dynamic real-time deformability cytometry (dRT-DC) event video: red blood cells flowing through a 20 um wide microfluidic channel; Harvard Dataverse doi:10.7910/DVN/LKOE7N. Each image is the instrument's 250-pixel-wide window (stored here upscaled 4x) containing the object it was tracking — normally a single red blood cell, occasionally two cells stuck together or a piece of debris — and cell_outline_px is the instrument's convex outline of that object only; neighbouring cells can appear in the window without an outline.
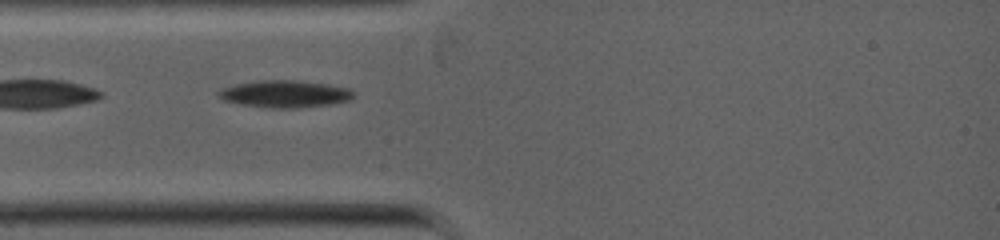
{"species": "common noctule bat (a hibernating species)", "species_latin": "Nyctalus noctula", "temperature_condition": "warm", "stored_images_in_passage": 48, "camera_frame_rate_fps": 5000, "um_per_image_px": 0.085, "animal": {"sex": "female", "body_mass_g": 19.0, "forearm_length_mm": 53.3}, "frame": {"image": 1, "passage_image": 1, "time_ms": 0.0, "image_size_px": [1000, 240], "cell_outline_px": [[352, 100], [332, 104], [296, 108], [272, 108], [240, 104], [224, 100], [216, 92], [220, 88], [236, 84], [256, 80], [300, 80], [328, 84], [352, 88]], "centroid_in_image_um": [24.23, 7.97], "position_along_channel_um": 60.8, "area_um2": 21.56}}
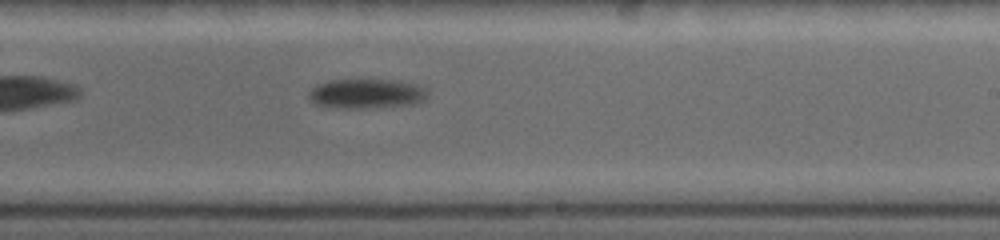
{"frame": {"image": 2, "passage_image": 20, "time_ms": 4.2, "image_size_px": [1000, 240], "cell_outline_px": [[428, 92], [424, 100], [412, 104], [364, 108], [328, 108], [316, 104], [308, 96], [308, 92], [316, 84], [328, 80], [392, 80], [416, 84], [424, 88]], "centroid_in_image_um": [31.09, 7.96], "position_along_channel_um": 257.9, "area_um2": 20.46}}
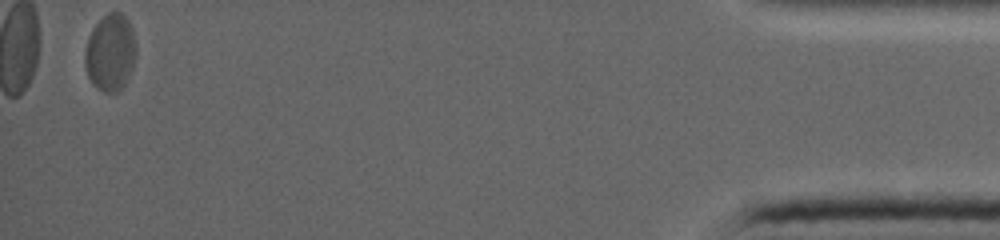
{"frame": {"image": 3, "passage_image": 48, "time_ms": 10.2, "image_size_px": [1000, 240], "cell_outline_px": [[136, 56], [132, 68], [124, 88], [116, 92], [104, 92], [96, 88], [92, 84], [88, 76], [84, 64], [84, 52], [88, 36], [92, 28], [108, 12], [120, 12], [128, 20], [132, 28], [136, 44]], "centroid_in_image_um": [9.38, 4.49], "position_along_channel_um": 425.8, "area_um2": 23.29}}